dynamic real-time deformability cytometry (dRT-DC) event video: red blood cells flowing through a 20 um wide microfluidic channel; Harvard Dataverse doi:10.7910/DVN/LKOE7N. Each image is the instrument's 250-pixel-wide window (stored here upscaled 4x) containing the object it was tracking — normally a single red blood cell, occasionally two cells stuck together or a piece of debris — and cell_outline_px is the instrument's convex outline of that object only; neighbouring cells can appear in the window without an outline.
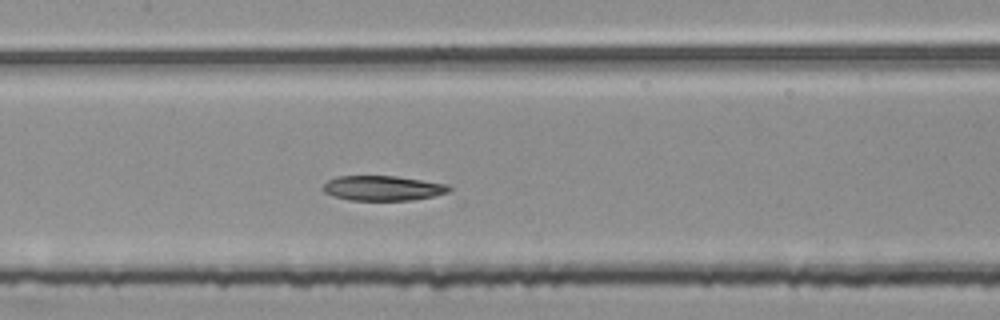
{"species": "common noctule bat (a hibernating species)", "species_latin": "Nyctalus noctula", "temperature_condition": "room temperature", "stored_images_in_passage": 47, "segment_of_instrument_passage": [2, 2], "camera_frame_rate_fps": 3000, "um_per_image_px": 0.085, "animal": {"sex": "female", "body_mass_g": 25.1}, "frame": {"image": 1, "passage_image": 22, "time_ms": 7.0, "image_size_px": [1000, 320], "cell_outline_px": [[452, 188], [448, 192], [432, 196], [412, 200], [348, 200], [332, 196], [324, 192], [320, 188], [328, 180], [336, 176], [396, 176], [448, 184]], "centroid_in_image_um": [32.49, 15.99], "position_along_channel_um": 174.9, "area_um2": 18.38}}
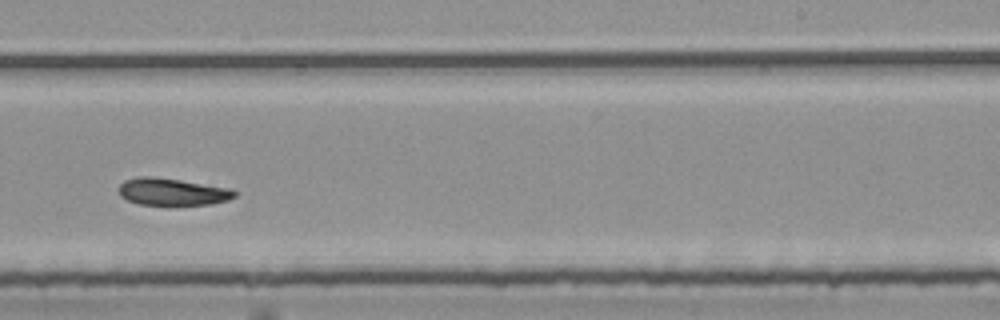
{"frame": {"image": 2, "passage_image": 30, "time_ms": 9.667, "image_size_px": [1000, 320], "cell_outline_px": [[236, 196], [228, 200], [212, 204], [140, 204], [128, 200], [120, 196], [120, 184], [124, 180], [140, 176], [152, 176], [180, 180], [232, 188], [236, 192]], "centroid_in_image_um": [14.67, 16.29], "position_along_channel_um": 274.3, "area_um2": 18.15}}
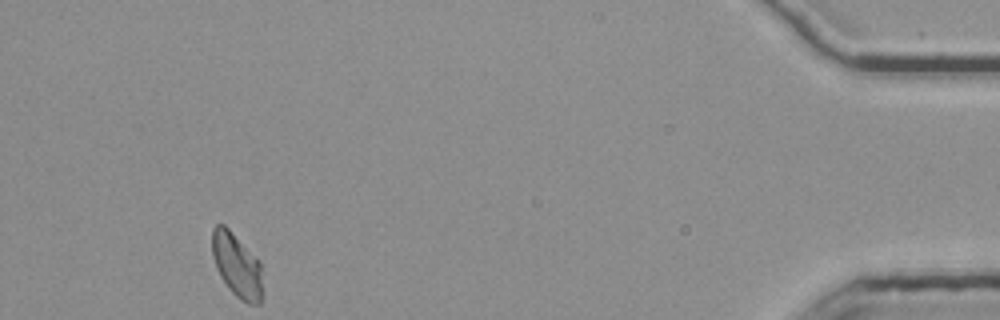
{"frame": {"image": 3, "passage_image": 47, "time_ms": 15.333, "image_size_px": [1000, 320], "cell_outline_px": [[260, 304], [248, 304], [240, 300], [228, 288], [220, 276], [216, 268], [212, 256], [212, 228], [216, 224], [224, 224], [260, 260]], "centroid_in_image_um": [20.09, 22.52], "position_along_channel_um": 415.1, "area_um2": 18.61}}